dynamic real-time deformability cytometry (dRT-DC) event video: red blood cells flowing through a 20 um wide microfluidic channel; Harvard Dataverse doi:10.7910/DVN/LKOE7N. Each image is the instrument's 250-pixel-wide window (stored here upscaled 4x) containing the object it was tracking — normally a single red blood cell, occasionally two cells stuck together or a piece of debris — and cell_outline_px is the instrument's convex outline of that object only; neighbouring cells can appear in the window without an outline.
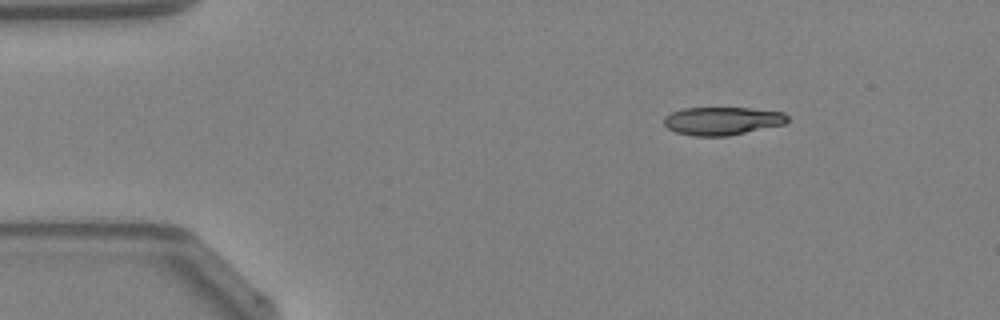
{"species": "Egyptian fruit bat (a non-hibernating species)", "species_latin": "Rousettus aegyptiacus", "temperature_condition": "warm", "stored_images_in_passage": 42, "camera_frame_rate_fps": 3000, "um_per_image_px": 0.085, "animal": {"sex": "female"}, "frame": {"image": 1, "passage_image": 1, "time_ms": 0.0, "image_size_px": [1000, 320], "cell_outline_px": [[788, 120], [784, 124], [728, 136], [692, 136], [676, 132], [668, 128], [664, 124], [664, 116], [672, 112], [684, 108], [748, 108], [784, 112], [788, 116]], "centroid_in_image_um": [61.38, 10.28], "position_along_channel_um": 23.6, "area_um2": 20.17}}
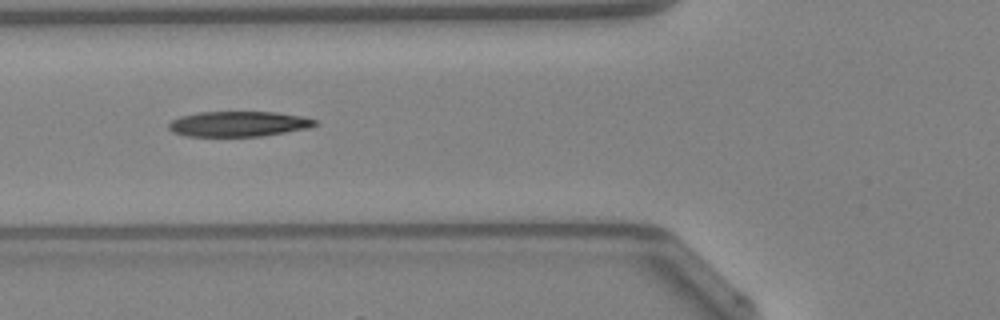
{"frame": {"image": 2, "passage_image": 12, "time_ms": 3.667, "image_size_px": [1000, 320], "cell_outline_px": [[316, 124], [308, 128], [260, 136], [188, 136], [172, 132], [168, 128], [168, 124], [172, 120], [180, 116], [200, 112], [276, 112], [304, 116], [316, 120]], "centroid_in_image_um": [20.25, 10.52], "position_along_channel_um": 105.5, "area_um2": 21.44}}
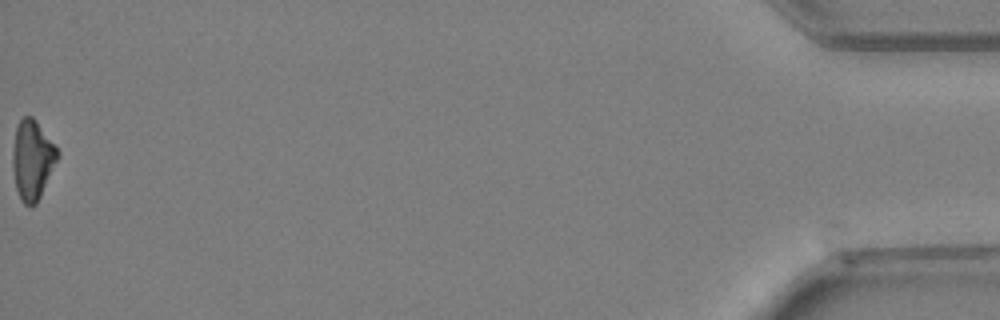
{"frame": {"image": 3, "passage_image": 42, "time_ms": 13.667, "image_size_px": [1000, 320], "cell_outline_px": [[60, 156], [36, 204], [24, 204], [20, 200], [16, 188], [12, 168], [12, 148], [16, 128], [20, 120], [24, 116], [32, 116], [36, 120], [60, 152]], "centroid_in_image_um": [2.75, 13.57], "position_along_channel_um": 432.5, "area_um2": 20.81}, "authors_computed_cell_mechanics": {"area_um2": 21.7328, "velocity_mm_per_s": 4.2811, "shape_relaxation_time_tau1_ms": null, "shape_relaxation_time_tau2_ms": 10.7002, "deformation_change_tau1": null, "deformation_change_tau2": 0.2859}}